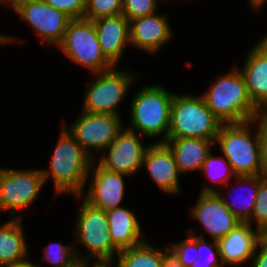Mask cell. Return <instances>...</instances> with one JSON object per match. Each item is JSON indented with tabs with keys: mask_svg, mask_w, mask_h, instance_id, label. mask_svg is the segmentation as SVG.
<instances>
[{
	"mask_svg": "<svg viewBox=\"0 0 267 267\" xmlns=\"http://www.w3.org/2000/svg\"><path fill=\"white\" fill-rule=\"evenodd\" d=\"M3 266L4 267H38V265L27 260V258L20 260V261H17V262L10 263V264L2 265L0 267H3Z\"/></svg>",
	"mask_w": 267,
	"mask_h": 267,
	"instance_id": "cell-36",
	"label": "cell"
},
{
	"mask_svg": "<svg viewBox=\"0 0 267 267\" xmlns=\"http://www.w3.org/2000/svg\"><path fill=\"white\" fill-rule=\"evenodd\" d=\"M257 249L259 250L258 253ZM253 257L251 267H267V242L263 239L257 244Z\"/></svg>",
	"mask_w": 267,
	"mask_h": 267,
	"instance_id": "cell-34",
	"label": "cell"
},
{
	"mask_svg": "<svg viewBox=\"0 0 267 267\" xmlns=\"http://www.w3.org/2000/svg\"><path fill=\"white\" fill-rule=\"evenodd\" d=\"M76 219V242L82 244L96 262H113L120 250L113 244L106 212L82 198Z\"/></svg>",
	"mask_w": 267,
	"mask_h": 267,
	"instance_id": "cell-7",
	"label": "cell"
},
{
	"mask_svg": "<svg viewBox=\"0 0 267 267\" xmlns=\"http://www.w3.org/2000/svg\"><path fill=\"white\" fill-rule=\"evenodd\" d=\"M7 1H23V0H7Z\"/></svg>",
	"mask_w": 267,
	"mask_h": 267,
	"instance_id": "cell-45",
	"label": "cell"
},
{
	"mask_svg": "<svg viewBox=\"0 0 267 267\" xmlns=\"http://www.w3.org/2000/svg\"><path fill=\"white\" fill-rule=\"evenodd\" d=\"M43 251L44 257L41 259L50 262L51 267H78L81 263L89 264L90 261L89 256H82L74 245L65 246L60 242L51 243Z\"/></svg>",
	"mask_w": 267,
	"mask_h": 267,
	"instance_id": "cell-25",
	"label": "cell"
},
{
	"mask_svg": "<svg viewBox=\"0 0 267 267\" xmlns=\"http://www.w3.org/2000/svg\"><path fill=\"white\" fill-rule=\"evenodd\" d=\"M188 231H190L189 234L197 236L198 259L204 261V263H210L213 267H223L221 262L218 263V259L221 260L218 242L213 240V243H207L204 234L197 235L194 230Z\"/></svg>",
	"mask_w": 267,
	"mask_h": 267,
	"instance_id": "cell-30",
	"label": "cell"
},
{
	"mask_svg": "<svg viewBox=\"0 0 267 267\" xmlns=\"http://www.w3.org/2000/svg\"><path fill=\"white\" fill-rule=\"evenodd\" d=\"M66 57L92 73L103 72L114 65L104 56L92 20L73 19L58 45Z\"/></svg>",
	"mask_w": 267,
	"mask_h": 267,
	"instance_id": "cell-6",
	"label": "cell"
},
{
	"mask_svg": "<svg viewBox=\"0 0 267 267\" xmlns=\"http://www.w3.org/2000/svg\"><path fill=\"white\" fill-rule=\"evenodd\" d=\"M113 262H94L92 267H112ZM118 267V265L116 266Z\"/></svg>",
	"mask_w": 267,
	"mask_h": 267,
	"instance_id": "cell-39",
	"label": "cell"
},
{
	"mask_svg": "<svg viewBox=\"0 0 267 267\" xmlns=\"http://www.w3.org/2000/svg\"><path fill=\"white\" fill-rule=\"evenodd\" d=\"M21 218H10L0 225V266L10 264L27 256V243Z\"/></svg>",
	"mask_w": 267,
	"mask_h": 267,
	"instance_id": "cell-22",
	"label": "cell"
},
{
	"mask_svg": "<svg viewBox=\"0 0 267 267\" xmlns=\"http://www.w3.org/2000/svg\"><path fill=\"white\" fill-rule=\"evenodd\" d=\"M235 181L241 185V186H246L250 189L249 193L244 197H240V199L238 198V195L236 197L237 201L236 202H240L239 206L240 207H236V203L234 201H232V203L229 201L228 202V198L227 196L224 198V196L221 195V193L219 192V190H216L215 188H213L212 186L210 187L208 186H204L201 190V193H217L222 201L224 202V204L231 210V212L242 222V223H247L251 217H252V212L254 209V204L258 195V189H259V175L258 176H236ZM234 195V194H231ZM245 198V199H244ZM234 199V197H233ZM234 204V205H233ZM238 204V203H237Z\"/></svg>",
	"mask_w": 267,
	"mask_h": 267,
	"instance_id": "cell-23",
	"label": "cell"
},
{
	"mask_svg": "<svg viewBox=\"0 0 267 267\" xmlns=\"http://www.w3.org/2000/svg\"><path fill=\"white\" fill-rule=\"evenodd\" d=\"M252 222H255L256 226L254 227L261 233L267 230V178L261 175H259V189L252 217L247 223L252 225Z\"/></svg>",
	"mask_w": 267,
	"mask_h": 267,
	"instance_id": "cell-27",
	"label": "cell"
},
{
	"mask_svg": "<svg viewBox=\"0 0 267 267\" xmlns=\"http://www.w3.org/2000/svg\"><path fill=\"white\" fill-rule=\"evenodd\" d=\"M7 4L35 29L41 43L47 45L58 46L73 20L68 14L51 7L44 0L8 1Z\"/></svg>",
	"mask_w": 267,
	"mask_h": 267,
	"instance_id": "cell-10",
	"label": "cell"
},
{
	"mask_svg": "<svg viewBox=\"0 0 267 267\" xmlns=\"http://www.w3.org/2000/svg\"><path fill=\"white\" fill-rule=\"evenodd\" d=\"M158 0H122V14L132 20L155 13Z\"/></svg>",
	"mask_w": 267,
	"mask_h": 267,
	"instance_id": "cell-29",
	"label": "cell"
},
{
	"mask_svg": "<svg viewBox=\"0 0 267 267\" xmlns=\"http://www.w3.org/2000/svg\"><path fill=\"white\" fill-rule=\"evenodd\" d=\"M191 217L198 220L212 240H220L242 222L224 204L217 193H201Z\"/></svg>",
	"mask_w": 267,
	"mask_h": 267,
	"instance_id": "cell-14",
	"label": "cell"
},
{
	"mask_svg": "<svg viewBox=\"0 0 267 267\" xmlns=\"http://www.w3.org/2000/svg\"><path fill=\"white\" fill-rule=\"evenodd\" d=\"M201 171H203L214 184H229V181L236 177L227 159L221 156H213L211 152L207 155Z\"/></svg>",
	"mask_w": 267,
	"mask_h": 267,
	"instance_id": "cell-26",
	"label": "cell"
},
{
	"mask_svg": "<svg viewBox=\"0 0 267 267\" xmlns=\"http://www.w3.org/2000/svg\"><path fill=\"white\" fill-rule=\"evenodd\" d=\"M173 97V93L156 84L138 90L130 104L132 127L128 129L152 138L163 134L157 142H165L168 139Z\"/></svg>",
	"mask_w": 267,
	"mask_h": 267,
	"instance_id": "cell-3",
	"label": "cell"
},
{
	"mask_svg": "<svg viewBox=\"0 0 267 267\" xmlns=\"http://www.w3.org/2000/svg\"><path fill=\"white\" fill-rule=\"evenodd\" d=\"M249 52L239 70L253 105L259 111H267V45L260 40Z\"/></svg>",
	"mask_w": 267,
	"mask_h": 267,
	"instance_id": "cell-18",
	"label": "cell"
},
{
	"mask_svg": "<svg viewBox=\"0 0 267 267\" xmlns=\"http://www.w3.org/2000/svg\"><path fill=\"white\" fill-rule=\"evenodd\" d=\"M89 265L88 264H80L78 267H88Z\"/></svg>",
	"mask_w": 267,
	"mask_h": 267,
	"instance_id": "cell-43",
	"label": "cell"
},
{
	"mask_svg": "<svg viewBox=\"0 0 267 267\" xmlns=\"http://www.w3.org/2000/svg\"><path fill=\"white\" fill-rule=\"evenodd\" d=\"M202 96L222 124L250 121L259 112L248 94L242 73L236 67L224 76H218Z\"/></svg>",
	"mask_w": 267,
	"mask_h": 267,
	"instance_id": "cell-2",
	"label": "cell"
},
{
	"mask_svg": "<svg viewBox=\"0 0 267 267\" xmlns=\"http://www.w3.org/2000/svg\"><path fill=\"white\" fill-rule=\"evenodd\" d=\"M122 14V0H87L83 18L94 20L104 16Z\"/></svg>",
	"mask_w": 267,
	"mask_h": 267,
	"instance_id": "cell-28",
	"label": "cell"
},
{
	"mask_svg": "<svg viewBox=\"0 0 267 267\" xmlns=\"http://www.w3.org/2000/svg\"><path fill=\"white\" fill-rule=\"evenodd\" d=\"M136 131L122 129L113 143L102 154L99 163L106 169L133 175L139 171L143 164L144 154L148 145L144 147Z\"/></svg>",
	"mask_w": 267,
	"mask_h": 267,
	"instance_id": "cell-12",
	"label": "cell"
},
{
	"mask_svg": "<svg viewBox=\"0 0 267 267\" xmlns=\"http://www.w3.org/2000/svg\"><path fill=\"white\" fill-rule=\"evenodd\" d=\"M13 39H15V38L0 34V45H2V44L5 45V43L11 42V40L14 41Z\"/></svg>",
	"mask_w": 267,
	"mask_h": 267,
	"instance_id": "cell-40",
	"label": "cell"
},
{
	"mask_svg": "<svg viewBox=\"0 0 267 267\" xmlns=\"http://www.w3.org/2000/svg\"><path fill=\"white\" fill-rule=\"evenodd\" d=\"M216 140L203 138H168L165 143L173 152L180 174L201 170Z\"/></svg>",
	"mask_w": 267,
	"mask_h": 267,
	"instance_id": "cell-20",
	"label": "cell"
},
{
	"mask_svg": "<svg viewBox=\"0 0 267 267\" xmlns=\"http://www.w3.org/2000/svg\"><path fill=\"white\" fill-rule=\"evenodd\" d=\"M44 184L42 169H0V211L11 210V218L22 219L15 210L34 203Z\"/></svg>",
	"mask_w": 267,
	"mask_h": 267,
	"instance_id": "cell-9",
	"label": "cell"
},
{
	"mask_svg": "<svg viewBox=\"0 0 267 267\" xmlns=\"http://www.w3.org/2000/svg\"><path fill=\"white\" fill-rule=\"evenodd\" d=\"M169 247V248H168ZM165 251L161 248V266L162 267H183L177 254L168 246ZM168 251V252H167Z\"/></svg>",
	"mask_w": 267,
	"mask_h": 267,
	"instance_id": "cell-35",
	"label": "cell"
},
{
	"mask_svg": "<svg viewBox=\"0 0 267 267\" xmlns=\"http://www.w3.org/2000/svg\"><path fill=\"white\" fill-rule=\"evenodd\" d=\"M118 258V267H162L161 248L146 242L121 250Z\"/></svg>",
	"mask_w": 267,
	"mask_h": 267,
	"instance_id": "cell-24",
	"label": "cell"
},
{
	"mask_svg": "<svg viewBox=\"0 0 267 267\" xmlns=\"http://www.w3.org/2000/svg\"><path fill=\"white\" fill-rule=\"evenodd\" d=\"M93 82L85 92L83 109L91 113H104L119 116V104L134 83L135 76L129 71H121L114 67L94 74Z\"/></svg>",
	"mask_w": 267,
	"mask_h": 267,
	"instance_id": "cell-8",
	"label": "cell"
},
{
	"mask_svg": "<svg viewBox=\"0 0 267 267\" xmlns=\"http://www.w3.org/2000/svg\"><path fill=\"white\" fill-rule=\"evenodd\" d=\"M113 244L121 251L145 242L140 223L128 208L118 207L106 212Z\"/></svg>",
	"mask_w": 267,
	"mask_h": 267,
	"instance_id": "cell-21",
	"label": "cell"
},
{
	"mask_svg": "<svg viewBox=\"0 0 267 267\" xmlns=\"http://www.w3.org/2000/svg\"><path fill=\"white\" fill-rule=\"evenodd\" d=\"M262 240V233L249 223H241L225 237L218 240L221 263L224 265H240L249 262L257 244Z\"/></svg>",
	"mask_w": 267,
	"mask_h": 267,
	"instance_id": "cell-17",
	"label": "cell"
},
{
	"mask_svg": "<svg viewBox=\"0 0 267 267\" xmlns=\"http://www.w3.org/2000/svg\"><path fill=\"white\" fill-rule=\"evenodd\" d=\"M186 239L179 243L170 244V247L177 254L183 267H190L198 258L197 236L187 233Z\"/></svg>",
	"mask_w": 267,
	"mask_h": 267,
	"instance_id": "cell-31",
	"label": "cell"
},
{
	"mask_svg": "<svg viewBox=\"0 0 267 267\" xmlns=\"http://www.w3.org/2000/svg\"><path fill=\"white\" fill-rule=\"evenodd\" d=\"M190 267H213V266L210 263H204V261L197 258Z\"/></svg>",
	"mask_w": 267,
	"mask_h": 267,
	"instance_id": "cell-38",
	"label": "cell"
},
{
	"mask_svg": "<svg viewBox=\"0 0 267 267\" xmlns=\"http://www.w3.org/2000/svg\"><path fill=\"white\" fill-rule=\"evenodd\" d=\"M142 166L149 172L160 190L168 194L180 193L178 178L180 172L175 156L165 142H154L148 145Z\"/></svg>",
	"mask_w": 267,
	"mask_h": 267,
	"instance_id": "cell-15",
	"label": "cell"
},
{
	"mask_svg": "<svg viewBox=\"0 0 267 267\" xmlns=\"http://www.w3.org/2000/svg\"><path fill=\"white\" fill-rule=\"evenodd\" d=\"M260 140L261 176L267 178V111H259L252 119Z\"/></svg>",
	"mask_w": 267,
	"mask_h": 267,
	"instance_id": "cell-32",
	"label": "cell"
},
{
	"mask_svg": "<svg viewBox=\"0 0 267 267\" xmlns=\"http://www.w3.org/2000/svg\"><path fill=\"white\" fill-rule=\"evenodd\" d=\"M94 162L93 160L90 166V172L94 175H92L86 195L81 194L75 197L77 199L84 197L86 202L105 212L120 207L125 193L124 176L129 175L108 170L99 162L96 163V167H93Z\"/></svg>",
	"mask_w": 267,
	"mask_h": 267,
	"instance_id": "cell-13",
	"label": "cell"
},
{
	"mask_svg": "<svg viewBox=\"0 0 267 267\" xmlns=\"http://www.w3.org/2000/svg\"><path fill=\"white\" fill-rule=\"evenodd\" d=\"M104 56L115 66L129 41V20L123 15L104 16L92 20ZM127 44V45H126Z\"/></svg>",
	"mask_w": 267,
	"mask_h": 267,
	"instance_id": "cell-19",
	"label": "cell"
},
{
	"mask_svg": "<svg viewBox=\"0 0 267 267\" xmlns=\"http://www.w3.org/2000/svg\"><path fill=\"white\" fill-rule=\"evenodd\" d=\"M252 120L242 123L222 124L215 144L230 163L236 176L261 175L260 140ZM254 134V135H253Z\"/></svg>",
	"mask_w": 267,
	"mask_h": 267,
	"instance_id": "cell-5",
	"label": "cell"
},
{
	"mask_svg": "<svg viewBox=\"0 0 267 267\" xmlns=\"http://www.w3.org/2000/svg\"><path fill=\"white\" fill-rule=\"evenodd\" d=\"M64 127L90 156L95 149L97 152H106L124 128L121 118L117 115L87 111H82L70 127Z\"/></svg>",
	"mask_w": 267,
	"mask_h": 267,
	"instance_id": "cell-11",
	"label": "cell"
},
{
	"mask_svg": "<svg viewBox=\"0 0 267 267\" xmlns=\"http://www.w3.org/2000/svg\"><path fill=\"white\" fill-rule=\"evenodd\" d=\"M95 160L90 156L69 131L62 126L58 143L51 156L50 168L42 170L45 184L51 176L55 195L69 193L81 195L90 174V166ZM84 191V192H83Z\"/></svg>",
	"mask_w": 267,
	"mask_h": 267,
	"instance_id": "cell-1",
	"label": "cell"
},
{
	"mask_svg": "<svg viewBox=\"0 0 267 267\" xmlns=\"http://www.w3.org/2000/svg\"><path fill=\"white\" fill-rule=\"evenodd\" d=\"M261 40L267 45V34Z\"/></svg>",
	"mask_w": 267,
	"mask_h": 267,
	"instance_id": "cell-42",
	"label": "cell"
},
{
	"mask_svg": "<svg viewBox=\"0 0 267 267\" xmlns=\"http://www.w3.org/2000/svg\"><path fill=\"white\" fill-rule=\"evenodd\" d=\"M3 4V3H6V5H7V3H8V1L7 0H0V4Z\"/></svg>",
	"mask_w": 267,
	"mask_h": 267,
	"instance_id": "cell-44",
	"label": "cell"
},
{
	"mask_svg": "<svg viewBox=\"0 0 267 267\" xmlns=\"http://www.w3.org/2000/svg\"><path fill=\"white\" fill-rule=\"evenodd\" d=\"M262 239H263L265 242H267V230H266L264 233H262Z\"/></svg>",
	"mask_w": 267,
	"mask_h": 267,
	"instance_id": "cell-41",
	"label": "cell"
},
{
	"mask_svg": "<svg viewBox=\"0 0 267 267\" xmlns=\"http://www.w3.org/2000/svg\"><path fill=\"white\" fill-rule=\"evenodd\" d=\"M51 7L63 11L73 19H82L87 0H44Z\"/></svg>",
	"mask_w": 267,
	"mask_h": 267,
	"instance_id": "cell-33",
	"label": "cell"
},
{
	"mask_svg": "<svg viewBox=\"0 0 267 267\" xmlns=\"http://www.w3.org/2000/svg\"><path fill=\"white\" fill-rule=\"evenodd\" d=\"M251 7L254 9V11H259L260 8H262L263 5L267 2V0H248Z\"/></svg>",
	"mask_w": 267,
	"mask_h": 267,
	"instance_id": "cell-37",
	"label": "cell"
},
{
	"mask_svg": "<svg viewBox=\"0 0 267 267\" xmlns=\"http://www.w3.org/2000/svg\"><path fill=\"white\" fill-rule=\"evenodd\" d=\"M222 122L207 107L202 95H176L172 99L168 138L216 140Z\"/></svg>",
	"mask_w": 267,
	"mask_h": 267,
	"instance_id": "cell-4",
	"label": "cell"
},
{
	"mask_svg": "<svg viewBox=\"0 0 267 267\" xmlns=\"http://www.w3.org/2000/svg\"><path fill=\"white\" fill-rule=\"evenodd\" d=\"M172 32L166 16L156 12L129 20L130 44L151 54L169 42Z\"/></svg>",
	"mask_w": 267,
	"mask_h": 267,
	"instance_id": "cell-16",
	"label": "cell"
}]
</instances>
